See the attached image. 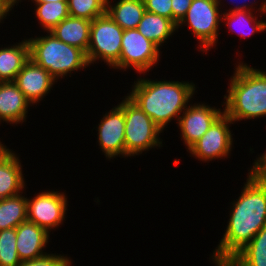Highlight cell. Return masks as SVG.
<instances>
[{
  "label": "cell",
  "instance_id": "5b68a950",
  "mask_svg": "<svg viewBox=\"0 0 266 266\" xmlns=\"http://www.w3.org/2000/svg\"><path fill=\"white\" fill-rule=\"evenodd\" d=\"M124 97L119 106L125 118V157L162 147L159 134L163 131L128 96Z\"/></svg>",
  "mask_w": 266,
  "mask_h": 266
},
{
  "label": "cell",
  "instance_id": "6da1fadb",
  "mask_svg": "<svg viewBox=\"0 0 266 266\" xmlns=\"http://www.w3.org/2000/svg\"><path fill=\"white\" fill-rule=\"evenodd\" d=\"M242 192L229 212L223 238L211 258L216 266H225L266 226V179L248 173Z\"/></svg>",
  "mask_w": 266,
  "mask_h": 266
},
{
  "label": "cell",
  "instance_id": "7a4b0ae2",
  "mask_svg": "<svg viewBox=\"0 0 266 266\" xmlns=\"http://www.w3.org/2000/svg\"><path fill=\"white\" fill-rule=\"evenodd\" d=\"M127 96L163 131L188 107L196 87L193 82L137 78ZM183 111V112H182Z\"/></svg>",
  "mask_w": 266,
  "mask_h": 266
},
{
  "label": "cell",
  "instance_id": "83f0119b",
  "mask_svg": "<svg viewBox=\"0 0 266 266\" xmlns=\"http://www.w3.org/2000/svg\"><path fill=\"white\" fill-rule=\"evenodd\" d=\"M145 11L158 14L173 21L172 0H143Z\"/></svg>",
  "mask_w": 266,
  "mask_h": 266
},
{
  "label": "cell",
  "instance_id": "7c38bea8",
  "mask_svg": "<svg viewBox=\"0 0 266 266\" xmlns=\"http://www.w3.org/2000/svg\"><path fill=\"white\" fill-rule=\"evenodd\" d=\"M98 144L108 159L125 157V118L123 109L117 104L105 113L98 124Z\"/></svg>",
  "mask_w": 266,
  "mask_h": 266
},
{
  "label": "cell",
  "instance_id": "e575fe53",
  "mask_svg": "<svg viewBox=\"0 0 266 266\" xmlns=\"http://www.w3.org/2000/svg\"><path fill=\"white\" fill-rule=\"evenodd\" d=\"M33 3H45V2H57V1H68V0H31Z\"/></svg>",
  "mask_w": 266,
  "mask_h": 266
},
{
  "label": "cell",
  "instance_id": "8fae6325",
  "mask_svg": "<svg viewBox=\"0 0 266 266\" xmlns=\"http://www.w3.org/2000/svg\"><path fill=\"white\" fill-rule=\"evenodd\" d=\"M224 113L220 108L206 103L190 104L180 116L177 125L181 138L188 150L207 132L211 125Z\"/></svg>",
  "mask_w": 266,
  "mask_h": 266
},
{
  "label": "cell",
  "instance_id": "2e32d148",
  "mask_svg": "<svg viewBox=\"0 0 266 266\" xmlns=\"http://www.w3.org/2000/svg\"><path fill=\"white\" fill-rule=\"evenodd\" d=\"M29 106L32 105L14 81L0 82V124L26 122Z\"/></svg>",
  "mask_w": 266,
  "mask_h": 266
},
{
  "label": "cell",
  "instance_id": "e0dca14e",
  "mask_svg": "<svg viewBox=\"0 0 266 266\" xmlns=\"http://www.w3.org/2000/svg\"><path fill=\"white\" fill-rule=\"evenodd\" d=\"M92 21L69 16L56 25L50 32L60 41L80 48L87 53Z\"/></svg>",
  "mask_w": 266,
  "mask_h": 266
},
{
  "label": "cell",
  "instance_id": "9c48e42d",
  "mask_svg": "<svg viewBox=\"0 0 266 266\" xmlns=\"http://www.w3.org/2000/svg\"><path fill=\"white\" fill-rule=\"evenodd\" d=\"M68 201L66 194L60 191H44L27 198V220L35 223L50 234L65 220Z\"/></svg>",
  "mask_w": 266,
  "mask_h": 266
},
{
  "label": "cell",
  "instance_id": "ba28073f",
  "mask_svg": "<svg viewBox=\"0 0 266 266\" xmlns=\"http://www.w3.org/2000/svg\"><path fill=\"white\" fill-rule=\"evenodd\" d=\"M160 58V48L145 38L138 29L124 30L119 61L114 69L134 68L139 74L146 73L156 66Z\"/></svg>",
  "mask_w": 266,
  "mask_h": 266
},
{
  "label": "cell",
  "instance_id": "d4e9b609",
  "mask_svg": "<svg viewBox=\"0 0 266 266\" xmlns=\"http://www.w3.org/2000/svg\"><path fill=\"white\" fill-rule=\"evenodd\" d=\"M69 15L93 21L106 14L107 0H68Z\"/></svg>",
  "mask_w": 266,
  "mask_h": 266
},
{
  "label": "cell",
  "instance_id": "5bb4252c",
  "mask_svg": "<svg viewBox=\"0 0 266 266\" xmlns=\"http://www.w3.org/2000/svg\"><path fill=\"white\" fill-rule=\"evenodd\" d=\"M20 161L19 157L0 141V199L23 193L26 184Z\"/></svg>",
  "mask_w": 266,
  "mask_h": 266
},
{
  "label": "cell",
  "instance_id": "7402d4cb",
  "mask_svg": "<svg viewBox=\"0 0 266 266\" xmlns=\"http://www.w3.org/2000/svg\"><path fill=\"white\" fill-rule=\"evenodd\" d=\"M227 11L228 10L221 14L222 22L225 21V24L228 26V29H230L231 32L238 33V35H241V38L250 37L251 35H254L255 32L261 33L266 31V21L258 20L256 14H253V11ZM233 27H237V29L233 30Z\"/></svg>",
  "mask_w": 266,
  "mask_h": 266
},
{
  "label": "cell",
  "instance_id": "277c9868",
  "mask_svg": "<svg viewBox=\"0 0 266 266\" xmlns=\"http://www.w3.org/2000/svg\"><path fill=\"white\" fill-rule=\"evenodd\" d=\"M47 33L46 36L27 39L30 59L47 70L56 80L90 66L83 50L60 41L51 32Z\"/></svg>",
  "mask_w": 266,
  "mask_h": 266
},
{
  "label": "cell",
  "instance_id": "4dcf8cb0",
  "mask_svg": "<svg viewBox=\"0 0 266 266\" xmlns=\"http://www.w3.org/2000/svg\"><path fill=\"white\" fill-rule=\"evenodd\" d=\"M232 1V0H231ZM245 1V4H243V5H237V6H235V8H233L232 9V7L229 9V11L228 12H232V11H238V10H251V11H255V9L254 8H256V7H253V4H254V6H255V4H256V0H254V2L252 1V3L249 5V4H246V0H244ZM216 2L218 3V5L219 6H221V0H216ZM234 3V2H233ZM235 4V3H234Z\"/></svg>",
  "mask_w": 266,
  "mask_h": 266
},
{
  "label": "cell",
  "instance_id": "9a60e30c",
  "mask_svg": "<svg viewBox=\"0 0 266 266\" xmlns=\"http://www.w3.org/2000/svg\"><path fill=\"white\" fill-rule=\"evenodd\" d=\"M16 249L22 261L39 258L45 254L49 233L33 222L25 221L16 227Z\"/></svg>",
  "mask_w": 266,
  "mask_h": 266
},
{
  "label": "cell",
  "instance_id": "52a82bcc",
  "mask_svg": "<svg viewBox=\"0 0 266 266\" xmlns=\"http://www.w3.org/2000/svg\"><path fill=\"white\" fill-rule=\"evenodd\" d=\"M220 8L216 0H192L187 14L177 25L179 28L188 24L199 41V51L203 53H207L218 42L219 24L222 23Z\"/></svg>",
  "mask_w": 266,
  "mask_h": 266
},
{
  "label": "cell",
  "instance_id": "d6986e66",
  "mask_svg": "<svg viewBox=\"0 0 266 266\" xmlns=\"http://www.w3.org/2000/svg\"><path fill=\"white\" fill-rule=\"evenodd\" d=\"M137 29L159 48L178 31L177 25L171 19L147 11L144 12Z\"/></svg>",
  "mask_w": 266,
  "mask_h": 266
},
{
  "label": "cell",
  "instance_id": "4fadbf2b",
  "mask_svg": "<svg viewBox=\"0 0 266 266\" xmlns=\"http://www.w3.org/2000/svg\"><path fill=\"white\" fill-rule=\"evenodd\" d=\"M14 82L30 104L34 105L45 98L57 80L47 70L29 59Z\"/></svg>",
  "mask_w": 266,
  "mask_h": 266
},
{
  "label": "cell",
  "instance_id": "30bf717a",
  "mask_svg": "<svg viewBox=\"0 0 266 266\" xmlns=\"http://www.w3.org/2000/svg\"><path fill=\"white\" fill-rule=\"evenodd\" d=\"M231 124L234 122L223 113L188 152L203 162L228 158L233 145Z\"/></svg>",
  "mask_w": 266,
  "mask_h": 266
},
{
  "label": "cell",
  "instance_id": "ac0fdd59",
  "mask_svg": "<svg viewBox=\"0 0 266 266\" xmlns=\"http://www.w3.org/2000/svg\"><path fill=\"white\" fill-rule=\"evenodd\" d=\"M30 59L28 40L0 48V82L15 81L17 74Z\"/></svg>",
  "mask_w": 266,
  "mask_h": 266
},
{
  "label": "cell",
  "instance_id": "484cf974",
  "mask_svg": "<svg viewBox=\"0 0 266 266\" xmlns=\"http://www.w3.org/2000/svg\"><path fill=\"white\" fill-rule=\"evenodd\" d=\"M16 238V228L0 231V266H18L20 264Z\"/></svg>",
  "mask_w": 266,
  "mask_h": 266
},
{
  "label": "cell",
  "instance_id": "f546056e",
  "mask_svg": "<svg viewBox=\"0 0 266 266\" xmlns=\"http://www.w3.org/2000/svg\"><path fill=\"white\" fill-rule=\"evenodd\" d=\"M256 159L249 173L254 177L266 179V151Z\"/></svg>",
  "mask_w": 266,
  "mask_h": 266
},
{
  "label": "cell",
  "instance_id": "3957f363",
  "mask_svg": "<svg viewBox=\"0 0 266 266\" xmlns=\"http://www.w3.org/2000/svg\"><path fill=\"white\" fill-rule=\"evenodd\" d=\"M224 95V113L236 121L266 116V71L239 62Z\"/></svg>",
  "mask_w": 266,
  "mask_h": 266
},
{
  "label": "cell",
  "instance_id": "836d02e7",
  "mask_svg": "<svg viewBox=\"0 0 266 266\" xmlns=\"http://www.w3.org/2000/svg\"><path fill=\"white\" fill-rule=\"evenodd\" d=\"M259 6H260V7H259L254 13H256L257 11H258V12L260 11L261 14H266V0H264V1L262 2V4L259 5Z\"/></svg>",
  "mask_w": 266,
  "mask_h": 266
},
{
  "label": "cell",
  "instance_id": "4316f807",
  "mask_svg": "<svg viewBox=\"0 0 266 266\" xmlns=\"http://www.w3.org/2000/svg\"><path fill=\"white\" fill-rule=\"evenodd\" d=\"M71 259L61 254H45L39 258L22 261L18 266H68Z\"/></svg>",
  "mask_w": 266,
  "mask_h": 266
},
{
  "label": "cell",
  "instance_id": "8992f818",
  "mask_svg": "<svg viewBox=\"0 0 266 266\" xmlns=\"http://www.w3.org/2000/svg\"><path fill=\"white\" fill-rule=\"evenodd\" d=\"M123 31L107 13L95 18L91 23L86 53L89 65L103 60L112 68L120 58Z\"/></svg>",
  "mask_w": 266,
  "mask_h": 266
},
{
  "label": "cell",
  "instance_id": "44dd1931",
  "mask_svg": "<svg viewBox=\"0 0 266 266\" xmlns=\"http://www.w3.org/2000/svg\"><path fill=\"white\" fill-rule=\"evenodd\" d=\"M225 266H266V226Z\"/></svg>",
  "mask_w": 266,
  "mask_h": 266
},
{
  "label": "cell",
  "instance_id": "1f68e13d",
  "mask_svg": "<svg viewBox=\"0 0 266 266\" xmlns=\"http://www.w3.org/2000/svg\"><path fill=\"white\" fill-rule=\"evenodd\" d=\"M10 13V10L0 1V23Z\"/></svg>",
  "mask_w": 266,
  "mask_h": 266
},
{
  "label": "cell",
  "instance_id": "d6a6232c",
  "mask_svg": "<svg viewBox=\"0 0 266 266\" xmlns=\"http://www.w3.org/2000/svg\"><path fill=\"white\" fill-rule=\"evenodd\" d=\"M10 11L13 9L16 3L19 4L21 0H0Z\"/></svg>",
  "mask_w": 266,
  "mask_h": 266
},
{
  "label": "cell",
  "instance_id": "ffe728a7",
  "mask_svg": "<svg viewBox=\"0 0 266 266\" xmlns=\"http://www.w3.org/2000/svg\"><path fill=\"white\" fill-rule=\"evenodd\" d=\"M107 0L106 13L123 29H137L145 12L143 0H118L111 4Z\"/></svg>",
  "mask_w": 266,
  "mask_h": 266
},
{
  "label": "cell",
  "instance_id": "f1b7e54d",
  "mask_svg": "<svg viewBox=\"0 0 266 266\" xmlns=\"http://www.w3.org/2000/svg\"><path fill=\"white\" fill-rule=\"evenodd\" d=\"M192 0H172L173 22L178 25L187 14Z\"/></svg>",
  "mask_w": 266,
  "mask_h": 266
},
{
  "label": "cell",
  "instance_id": "603a6c76",
  "mask_svg": "<svg viewBox=\"0 0 266 266\" xmlns=\"http://www.w3.org/2000/svg\"><path fill=\"white\" fill-rule=\"evenodd\" d=\"M22 194L0 199V231L27 221V197Z\"/></svg>",
  "mask_w": 266,
  "mask_h": 266
},
{
  "label": "cell",
  "instance_id": "cb8c5ba5",
  "mask_svg": "<svg viewBox=\"0 0 266 266\" xmlns=\"http://www.w3.org/2000/svg\"><path fill=\"white\" fill-rule=\"evenodd\" d=\"M34 5L36 6L35 15L46 32H50L70 16L67 1L35 3Z\"/></svg>",
  "mask_w": 266,
  "mask_h": 266
}]
</instances>
